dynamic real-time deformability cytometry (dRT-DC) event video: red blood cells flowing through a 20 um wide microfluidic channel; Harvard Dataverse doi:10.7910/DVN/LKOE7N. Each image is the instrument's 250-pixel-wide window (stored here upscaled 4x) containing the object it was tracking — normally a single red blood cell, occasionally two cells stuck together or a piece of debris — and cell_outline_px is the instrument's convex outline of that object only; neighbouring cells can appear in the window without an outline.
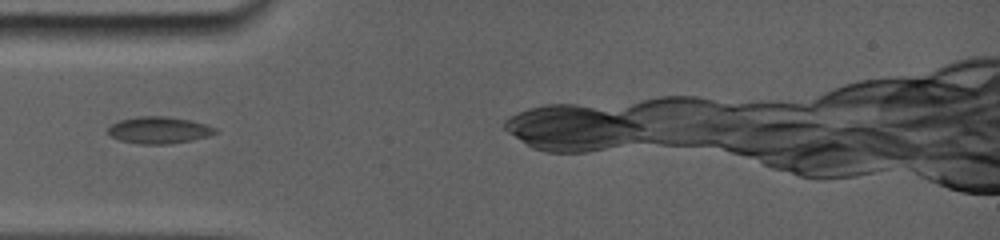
{"species": "common noctule bat (a hibernating species)", "species_latin": "Nyctalus noctula", "temperature_condition": "room temperature", "stored_images_in_passage": 7, "camera_frame_rate_fps": 5000, "um_per_image_px": 0.085, "animal": {"sex": "female", "body_mass_g": 19.0, "forearm_length_mm": 56.7}, "frame": {"image": 1, "passage_image": 3, "time_ms": 2.4, "image_size_px": [1000, 240], "cell_outline_px": [[216, 132], [204, 136], [188, 140], [164, 144], [144, 144], [120, 140], [112, 136], [108, 132], [108, 128], [112, 124], [120, 120], [140, 116], [164, 116], [188, 120], [204, 124], [212, 128]], "centroid_in_image_um": [13.42, 11.05], "position_along_channel_um": 71.6, "area_um2": 16.01}}
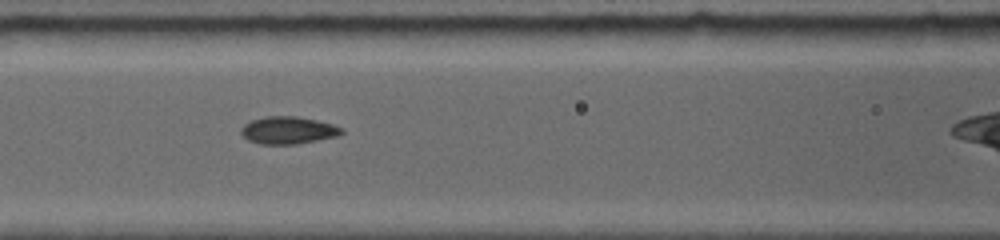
{"frame": {"image": 2, "passage_image": 5, "time_ms": 4.2, "image_size_px": [1000, 240], "cell_outline_px": [[344, 132], [336, 136], [292, 144], [264, 144], [252, 140], [244, 136], [240, 132], [244, 124], [252, 120], [264, 116], [296, 116], [316, 120], [332, 124], [340, 128]], "centroid_in_image_um": [24.47, 11.05], "position_along_channel_um": 142.1, "area_um2": 15.55}}
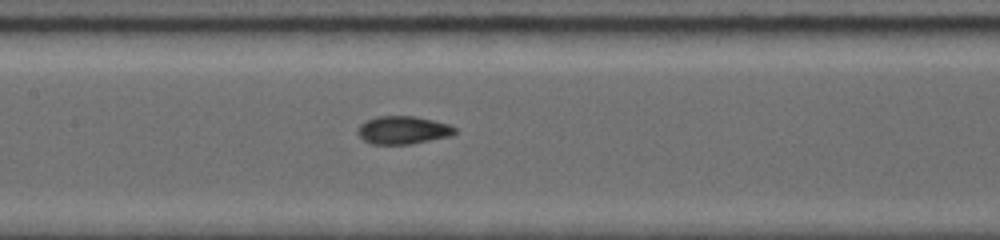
{"frame": {"image": 3, "passage_image": 6, "time_ms": 5.0, "image_size_px": [1000, 240], "cell_outline_px": [[456, 132], [444, 136], [408, 144], [372, 144], [364, 140], [360, 136], [360, 124], [376, 116], [412, 116], [432, 120], [448, 124], [456, 128]], "centroid_in_image_um": [34.22, 11.04], "position_along_channel_um": 173.2, "area_um2": 15.2}}